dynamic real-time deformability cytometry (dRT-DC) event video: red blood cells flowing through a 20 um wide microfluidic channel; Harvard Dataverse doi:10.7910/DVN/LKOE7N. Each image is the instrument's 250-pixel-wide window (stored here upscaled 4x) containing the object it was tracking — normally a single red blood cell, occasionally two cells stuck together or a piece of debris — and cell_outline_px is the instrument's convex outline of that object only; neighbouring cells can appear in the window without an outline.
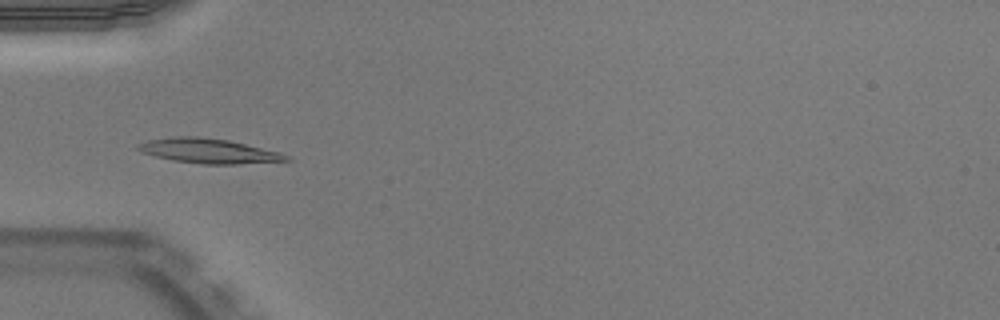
{"species": "Egyptian fruit bat (a non-hibernating species)", "species_latin": "Rousettus aegyptiacus", "temperature_condition": "warm", "stored_images_in_passage": 52, "segment_of_instrument_passage": [1, 2], "camera_frame_rate_fps": 3000, "um_per_image_px": 0.085, "animal": {"sex": "male"}, "frame": {"image": 1, "passage_image": 17, "time_ms": 5.333, "image_size_px": [1000, 320], "cell_outline_px": [[292, 160], [240, 164], [204, 164], [172, 160], [140, 152], [136, 148], [136, 144], [148, 140], [176, 136], [200, 136], [228, 140], [280, 152], [288, 156]], "centroid_in_image_um": [17.71, 12.82], "position_along_channel_um": 67.3, "area_um2": 21.33}}
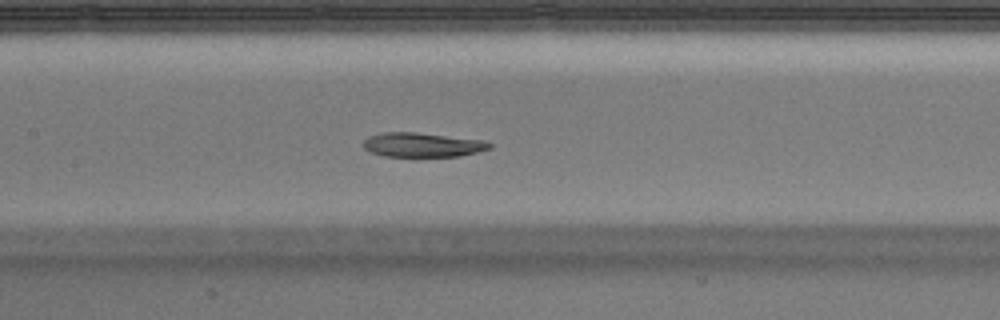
{"frame": {"image": 2, "passage_image": 25, "time_ms": 8.0, "image_size_px": [1000, 320], "cell_outline_px": [[492, 148], [460, 156], [384, 156], [372, 152], [364, 148], [364, 140], [368, 136], [380, 132], [416, 132], [484, 140], [492, 144]], "centroid_in_image_um": [35.91, 12.3], "position_along_channel_um": 171.5, "area_um2": 17.86}}
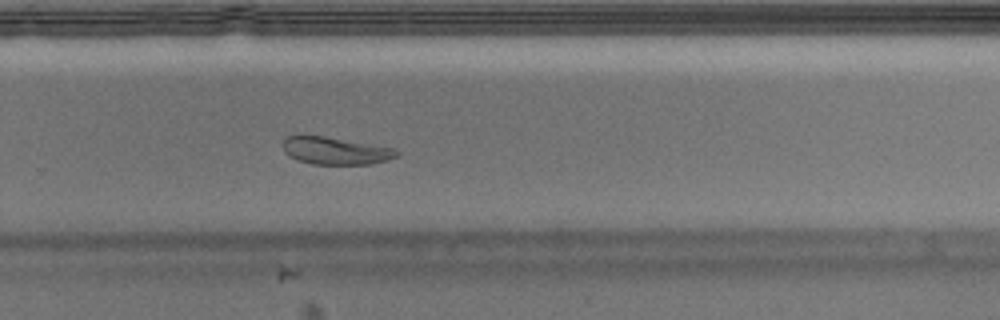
{"frame": {"image": 3, "passage_image": 35, "time_ms": 11.333, "image_size_px": [1000, 320], "cell_outline_px": [[400, 152], [396, 156], [388, 160], [372, 164], [312, 164], [288, 156], [284, 152], [284, 136], [324, 136], [392, 148]], "centroid_in_image_um": [28.5, 12.82], "position_along_channel_um": 301.3, "area_um2": 17.86}}